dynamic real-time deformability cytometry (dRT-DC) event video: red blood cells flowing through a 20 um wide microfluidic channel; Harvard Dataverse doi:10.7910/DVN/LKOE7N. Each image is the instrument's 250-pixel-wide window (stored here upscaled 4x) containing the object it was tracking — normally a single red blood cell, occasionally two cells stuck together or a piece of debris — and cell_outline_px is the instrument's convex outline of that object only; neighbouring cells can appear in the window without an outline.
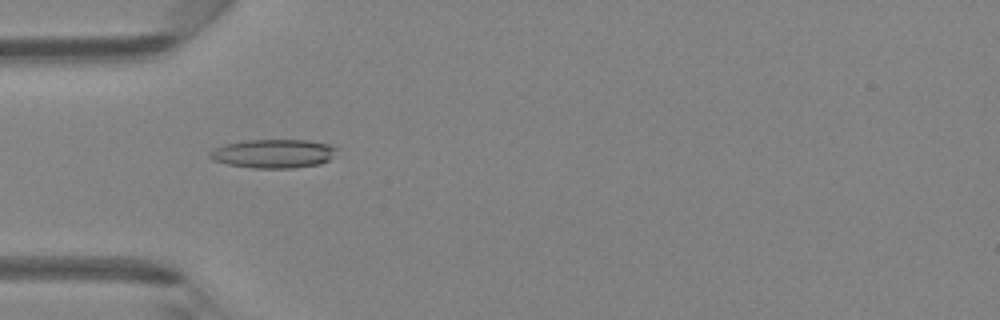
{"species": "Egyptian fruit bat (a non-hibernating species)", "species_latin": "Rousettus aegyptiacus", "temperature_condition": "room temperature", "stored_images_in_passage": 47, "camera_frame_rate_fps": 3000, "um_per_image_px": 0.085, "animal": {"sex": "female"}, "frame": {"image": 1, "passage_image": 15, "time_ms": 4.667, "image_size_px": [1000, 320], "cell_outline_px": [[336, 148], [332, 156], [328, 160], [320, 164], [292, 168], [252, 168], [228, 164], [212, 160], [208, 156], [208, 152], [224, 144], [244, 140], [308, 140], [328, 144]], "centroid_in_image_um": [23.19, 13.06], "position_along_channel_um": 61.8, "area_um2": 21.21}}
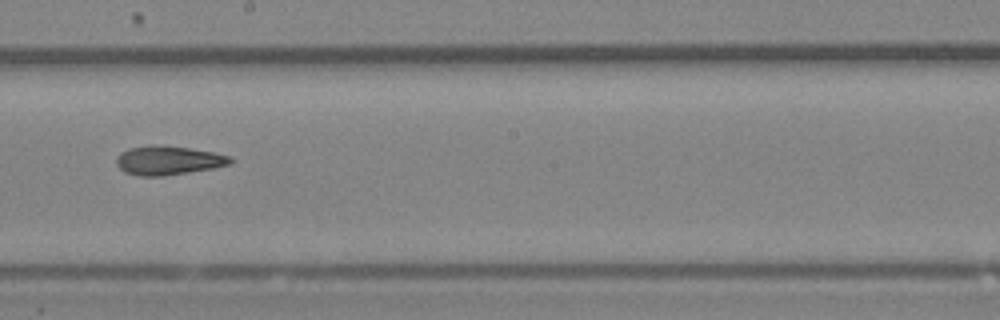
{"frame": {"image": 2, "passage_image": 27, "time_ms": 8.667, "image_size_px": [1000, 320], "cell_outline_px": [[232, 164], [212, 168], [164, 176], [140, 176], [124, 172], [116, 164], [116, 156], [120, 152], [128, 148], [188, 148], [216, 152], [228, 156], [232, 160]], "centroid_in_image_um": [14.31, 13.68], "position_along_channel_um": 233.9, "area_um2": 18.44}}
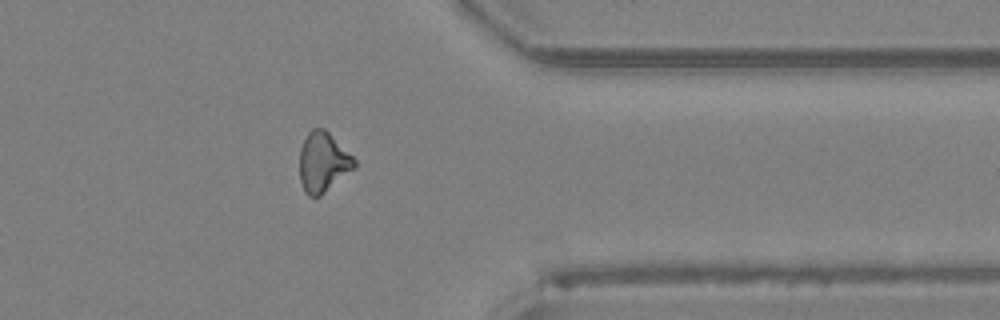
{"frame": {"image": 3, "passage_image": 38, "time_ms": 12.333, "image_size_px": [1000, 320], "cell_outline_px": [[356, 168], [320, 196], [308, 196], [304, 192], [300, 180], [300, 148], [308, 132], [312, 128], [324, 128], [356, 160]], "centroid_in_image_um": [27.46, 13.8], "position_along_channel_um": 383.9, "area_um2": 19.07}, "authors_computed_cell_mechanics": {"area_um2": 19.3052, "velocity_mm_per_s": 4.3841, "shape_relaxation_time_tau1_ms": null, "shape_relaxation_time_tau2_ms": 2.3913, "deformation_change_tau1": null, "deformation_change_tau2": 0.1195}}